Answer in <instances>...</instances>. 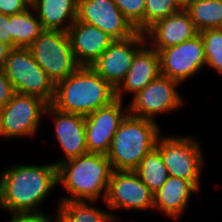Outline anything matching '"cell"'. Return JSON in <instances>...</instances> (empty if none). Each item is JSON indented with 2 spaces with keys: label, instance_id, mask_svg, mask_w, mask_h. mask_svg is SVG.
I'll use <instances>...</instances> for the list:
<instances>
[{
  "label": "cell",
  "instance_id": "cell-1",
  "mask_svg": "<svg viewBox=\"0 0 222 222\" xmlns=\"http://www.w3.org/2000/svg\"><path fill=\"white\" fill-rule=\"evenodd\" d=\"M56 185L54 163L8 167L0 173V208L11 213L43 211L41 203Z\"/></svg>",
  "mask_w": 222,
  "mask_h": 222
},
{
  "label": "cell",
  "instance_id": "cell-2",
  "mask_svg": "<svg viewBox=\"0 0 222 222\" xmlns=\"http://www.w3.org/2000/svg\"><path fill=\"white\" fill-rule=\"evenodd\" d=\"M113 169L108 157L87 153L57 165L58 185H63L69 196L59 202L105 201Z\"/></svg>",
  "mask_w": 222,
  "mask_h": 222
},
{
  "label": "cell",
  "instance_id": "cell-3",
  "mask_svg": "<svg viewBox=\"0 0 222 222\" xmlns=\"http://www.w3.org/2000/svg\"><path fill=\"white\" fill-rule=\"evenodd\" d=\"M116 100L115 88L91 66H80L55 84L51 105L63 112L86 116Z\"/></svg>",
  "mask_w": 222,
  "mask_h": 222
},
{
  "label": "cell",
  "instance_id": "cell-4",
  "mask_svg": "<svg viewBox=\"0 0 222 222\" xmlns=\"http://www.w3.org/2000/svg\"><path fill=\"white\" fill-rule=\"evenodd\" d=\"M160 131L158 123L127 114L106 154L112 169L134 171L146 154L156 147Z\"/></svg>",
  "mask_w": 222,
  "mask_h": 222
},
{
  "label": "cell",
  "instance_id": "cell-5",
  "mask_svg": "<svg viewBox=\"0 0 222 222\" xmlns=\"http://www.w3.org/2000/svg\"><path fill=\"white\" fill-rule=\"evenodd\" d=\"M28 48L54 84L66 79L80 67L67 32L44 29Z\"/></svg>",
  "mask_w": 222,
  "mask_h": 222
},
{
  "label": "cell",
  "instance_id": "cell-6",
  "mask_svg": "<svg viewBox=\"0 0 222 222\" xmlns=\"http://www.w3.org/2000/svg\"><path fill=\"white\" fill-rule=\"evenodd\" d=\"M3 69L15 93L37 96L51 104L55 84L37 64L29 48L13 47Z\"/></svg>",
  "mask_w": 222,
  "mask_h": 222
},
{
  "label": "cell",
  "instance_id": "cell-7",
  "mask_svg": "<svg viewBox=\"0 0 222 222\" xmlns=\"http://www.w3.org/2000/svg\"><path fill=\"white\" fill-rule=\"evenodd\" d=\"M156 148L161 152L169 176L191 181L201 188L204 156L198 141L191 136H159Z\"/></svg>",
  "mask_w": 222,
  "mask_h": 222
},
{
  "label": "cell",
  "instance_id": "cell-8",
  "mask_svg": "<svg viewBox=\"0 0 222 222\" xmlns=\"http://www.w3.org/2000/svg\"><path fill=\"white\" fill-rule=\"evenodd\" d=\"M47 106L48 103L37 96L15 93L0 109V137L34 136Z\"/></svg>",
  "mask_w": 222,
  "mask_h": 222
},
{
  "label": "cell",
  "instance_id": "cell-9",
  "mask_svg": "<svg viewBox=\"0 0 222 222\" xmlns=\"http://www.w3.org/2000/svg\"><path fill=\"white\" fill-rule=\"evenodd\" d=\"M180 83L160 75L132 97L127 107L128 114L156 122L159 113H169L184 104L178 93Z\"/></svg>",
  "mask_w": 222,
  "mask_h": 222
},
{
  "label": "cell",
  "instance_id": "cell-10",
  "mask_svg": "<svg viewBox=\"0 0 222 222\" xmlns=\"http://www.w3.org/2000/svg\"><path fill=\"white\" fill-rule=\"evenodd\" d=\"M156 51L159 54L161 75L176 80L181 85L206 66L204 43L200 34L178 45Z\"/></svg>",
  "mask_w": 222,
  "mask_h": 222
},
{
  "label": "cell",
  "instance_id": "cell-11",
  "mask_svg": "<svg viewBox=\"0 0 222 222\" xmlns=\"http://www.w3.org/2000/svg\"><path fill=\"white\" fill-rule=\"evenodd\" d=\"M153 198L154 194L135 171L113 170L104 203L117 221L112 210H153Z\"/></svg>",
  "mask_w": 222,
  "mask_h": 222
},
{
  "label": "cell",
  "instance_id": "cell-12",
  "mask_svg": "<svg viewBox=\"0 0 222 222\" xmlns=\"http://www.w3.org/2000/svg\"><path fill=\"white\" fill-rule=\"evenodd\" d=\"M146 43L145 33L139 31L127 39L113 40L91 68L116 88L127 74L135 54Z\"/></svg>",
  "mask_w": 222,
  "mask_h": 222
},
{
  "label": "cell",
  "instance_id": "cell-13",
  "mask_svg": "<svg viewBox=\"0 0 222 222\" xmlns=\"http://www.w3.org/2000/svg\"><path fill=\"white\" fill-rule=\"evenodd\" d=\"M123 101L114 100L85 117V137L88 153L106 155L120 123L128 114Z\"/></svg>",
  "mask_w": 222,
  "mask_h": 222
},
{
  "label": "cell",
  "instance_id": "cell-14",
  "mask_svg": "<svg viewBox=\"0 0 222 222\" xmlns=\"http://www.w3.org/2000/svg\"><path fill=\"white\" fill-rule=\"evenodd\" d=\"M77 20L98 27L113 40L136 32L113 0H78Z\"/></svg>",
  "mask_w": 222,
  "mask_h": 222
},
{
  "label": "cell",
  "instance_id": "cell-15",
  "mask_svg": "<svg viewBox=\"0 0 222 222\" xmlns=\"http://www.w3.org/2000/svg\"><path fill=\"white\" fill-rule=\"evenodd\" d=\"M45 115L53 117L54 132L65 154V158L53 162L56 166L88 153L83 115L60 111L51 104H48Z\"/></svg>",
  "mask_w": 222,
  "mask_h": 222
},
{
  "label": "cell",
  "instance_id": "cell-16",
  "mask_svg": "<svg viewBox=\"0 0 222 222\" xmlns=\"http://www.w3.org/2000/svg\"><path fill=\"white\" fill-rule=\"evenodd\" d=\"M144 33L153 49L162 50L192 39L199 31L188 12L182 8L166 18L157 20Z\"/></svg>",
  "mask_w": 222,
  "mask_h": 222
},
{
  "label": "cell",
  "instance_id": "cell-17",
  "mask_svg": "<svg viewBox=\"0 0 222 222\" xmlns=\"http://www.w3.org/2000/svg\"><path fill=\"white\" fill-rule=\"evenodd\" d=\"M67 33L71 49L80 66H91L113 41L112 37L98 27L77 19Z\"/></svg>",
  "mask_w": 222,
  "mask_h": 222
},
{
  "label": "cell",
  "instance_id": "cell-18",
  "mask_svg": "<svg viewBox=\"0 0 222 222\" xmlns=\"http://www.w3.org/2000/svg\"><path fill=\"white\" fill-rule=\"evenodd\" d=\"M160 75L159 54L147 42L135 54L127 74L115 88L116 99L123 101L126 93L133 96Z\"/></svg>",
  "mask_w": 222,
  "mask_h": 222
},
{
  "label": "cell",
  "instance_id": "cell-19",
  "mask_svg": "<svg viewBox=\"0 0 222 222\" xmlns=\"http://www.w3.org/2000/svg\"><path fill=\"white\" fill-rule=\"evenodd\" d=\"M197 192L199 189L191 181L169 176L154 194L153 210L158 209L173 219H178L190 203L191 194Z\"/></svg>",
  "mask_w": 222,
  "mask_h": 222
},
{
  "label": "cell",
  "instance_id": "cell-20",
  "mask_svg": "<svg viewBox=\"0 0 222 222\" xmlns=\"http://www.w3.org/2000/svg\"><path fill=\"white\" fill-rule=\"evenodd\" d=\"M31 6L43 29L67 32L77 19L78 0H32Z\"/></svg>",
  "mask_w": 222,
  "mask_h": 222
},
{
  "label": "cell",
  "instance_id": "cell-21",
  "mask_svg": "<svg viewBox=\"0 0 222 222\" xmlns=\"http://www.w3.org/2000/svg\"><path fill=\"white\" fill-rule=\"evenodd\" d=\"M93 203L95 201L59 202L56 222H116L112 214ZM92 204V205H91Z\"/></svg>",
  "mask_w": 222,
  "mask_h": 222
},
{
  "label": "cell",
  "instance_id": "cell-22",
  "mask_svg": "<svg viewBox=\"0 0 222 222\" xmlns=\"http://www.w3.org/2000/svg\"><path fill=\"white\" fill-rule=\"evenodd\" d=\"M31 7L23 12L10 15L11 47L28 48L44 30L39 18Z\"/></svg>",
  "mask_w": 222,
  "mask_h": 222
},
{
  "label": "cell",
  "instance_id": "cell-23",
  "mask_svg": "<svg viewBox=\"0 0 222 222\" xmlns=\"http://www.w3.org/2000/svg\"><path fill=\"white\" fill-rule=\"evenodd\" d=\"M183 8L199 32L222 28V0H190Z\"/></svg>",
  "mask_w": 222,
  "mask_h": 222
},
{
  "label": "cell",
  "instance_id": "cell-24",
  "mask_svg": "<svg viewBox=\"0 0 222 222\" xmlns=\"http://www.w3.org/2000/svg\"><path fill=\"white\" fill-rule=\"evenodd\" d=\"M134 171L153 194L169 177L161 152L156 147L146 154Z\"/></svg>",
  "mask_w": 222,
  "mask_h": 222
},
{
  "label": "cell",
  "instance_id": "cell-25",
  "mask_svg": "<svg viewBox=\"0 0 222 222\" xmlns=\"http://www.w3.org/2000/svg\"><path fill=\"white\" fill-rule=\"evenodd\" d=\"M204 43L206 66L222 74V28L200 31Z\"/></svg>",
  "mask_w": 222,
  "mask_h": 222
},
{
  "label": "cell",
  "instance_id": "cell-26",
  "mask_svg": "<svg viewBox=\"0 0 222 222\" xmlns=\"http://www.w3.org/2000/svg\"><path fill=\"white\" fill-rule=\"evenodd\" d=\"M182 8L177 0H145L144 32L157 20L166 18Z\"/></svg>",
  "mask_w": 222,
  "mask_h": 222
},
{
  "label": "cell",
  "instance_id": "cell-27",
  "mask_svg": "<svg viewBox=\"0 0 222 222\" xmlns=\"http://www.w3.org/2000/svg\"><path fill=\"white\" fill-rule=\"evenodd\" d=\"M136 31L144 33L145 0H113Z\"/></svg>",
  "mask_w": 222,
  "mask_h": 222
},
{
  "label": "cell",
  "instance_id": "cell-28",
  "mask_svg": "<svg viewBox=\"0 0 222 222\" xmlns=\"http://www.w3.org/2000/svg\"><path fill=\"white\" fill-rule=\"evenodd\" d=\"M32 0H0V13L13 15L31 7Z\"/></svg>",
  "mask_w": 222,
  "mask_h": 222
},
{
  "label": "cell",
  "instance_id": "cell-29",
  "mask_svg": "<svg viewBox=\"0 0 222 222\" xmlns=\"http://www.w3.org/2000/svg\"><path fill=\"white\" fill-rule=\"evenodd\" d=\"M9 222H56L51 215L40 212L11 213Z\"/></svg>",
  "mask_w": 222,
  "mask_h": 222
},
{
  "label": "cell",
  "instance_id": "cell-30",
  "mask_svg": "<svg viewBox=\"0 0 222 222\" xmlns=\"http://www.w3.org/2000/svg\"><path fill=\"white\" fill-rule=\"evenodd\" d=\"M15 94L12 83L7 78L3 68H0V109H2Z\"/></svg>",
  "mask_w": 222,
  "mask_h": 222
},
{
  "label": "cell",
  "instance_id": "cell-31",
  "mask_svg": "<svg viewBox=\"0 0 222 222\" xmlns=\"http://www.w3.org/2000/svg\"><path fill=\"white\" fill-rule=\"evenodd\" d=\"M0 42L11 46L10 16L0 13Z\"/></svg>",
  "mask_w": 222,
  "mask_h": 222
},
{
  "label": "cell",
  "instance_id": "cell-32",
  "mask_svg": "<svg viewBox=\"0 0 222 222\" xmlns=\"http://www.w3.org/2000/svg\"><path fill=\"white\" fill-rule=\"evenodd\" d=\"M11 49L12 47L9 44L0 42V68H4Z\"/></svg>",
  "mask_w": 222,
  "mask_h": 222
},
{
  "label": "cell",
  "instance_id": "cell-33",
  "mask_svg": "<svg viewBox=\"0 0 222 222\" xmlns=\"http://www.w3.org/2000/svg\"><path fill=\"white\" fill-rule=\"evenodd\" d=\"M183 7L190 1V0H177Z\"/></svg>",
  "mask_w": 222,
  "mask_h": 222
}]
</instances>
